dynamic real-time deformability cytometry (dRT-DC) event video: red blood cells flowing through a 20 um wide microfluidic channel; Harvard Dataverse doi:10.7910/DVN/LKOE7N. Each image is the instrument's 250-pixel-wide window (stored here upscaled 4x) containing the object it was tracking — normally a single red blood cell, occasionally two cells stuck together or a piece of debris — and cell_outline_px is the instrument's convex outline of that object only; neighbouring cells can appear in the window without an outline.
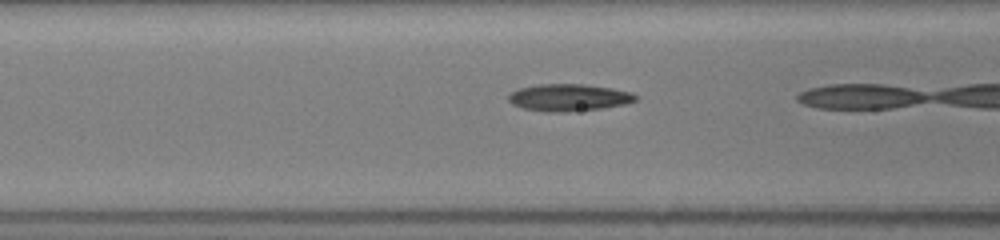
{"species": "common noctule bat (a hibernating species)", "species_latin": "Nyctalus noctula", "temperature_condition": "room temperature", "stored_images_in_passage": 20, "camera_frame_rate_fps": 3000, "um_per_image_px": 0.085, "animal": {"sex": "female", "body_mass_g": 19.5, "forearm_length_mm": 54.1}, "frame": {"image": 1, "passage_image": 19, "time_ms": 6.0, "image_size_px": [1000, 240], "cell_outline_px": [[636, 100], [624, 104], [600, 108], [564, 112], [548, 112], [524, 108], [512, 104], [508, 100], [508, 96], [512, 92], [520, 88], [536, 84], [584, 84], [612, 88], [632, 92], [636, 96]], "centroid_in_image_um": [48.33, 8.28], "position_along_channel_um": 118.3, "area_um2": 19.88}}